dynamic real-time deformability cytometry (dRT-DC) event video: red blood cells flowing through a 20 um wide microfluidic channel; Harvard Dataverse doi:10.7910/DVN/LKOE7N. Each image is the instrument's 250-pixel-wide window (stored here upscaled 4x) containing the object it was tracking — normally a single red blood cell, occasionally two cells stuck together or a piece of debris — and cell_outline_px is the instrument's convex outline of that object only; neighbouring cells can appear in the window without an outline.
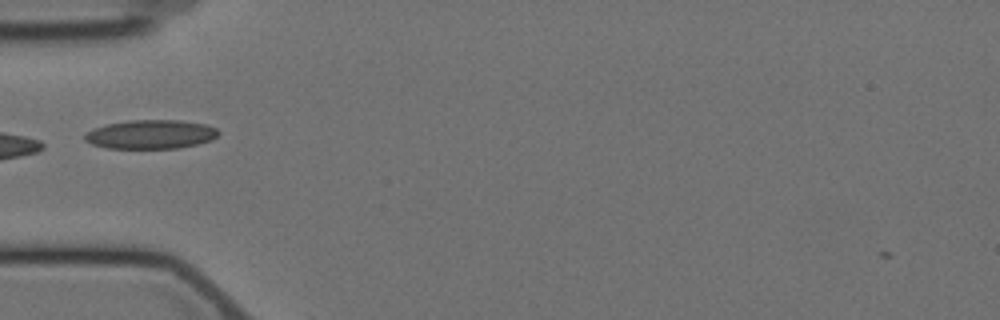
{"species": "Egyptian fruit bat (a non-hibernating species)", "species_latin": "Rousettus aegyptiacus", "temperature_condition": "cold", "stored_images_in_passage": 32, "camera_frame_rate_fps": 3000, "um_per_image_px": 0.085, "animal": {"sex": "female"}, "frame": {"image": 1, "passage_image": 4, "time_ms": 1.0, "image_size_px": [1000, 320], "cell_outline_px": [[220, 132], [212, 140], [196, 144], [176, 148], [108, 148], [92, 144], [84, 140], [84, 136], [88, 132], [96, 128], [108, 124], [128, 120], [180, 120], [208, 124], [216, 128]], "centroid_in_image_um": [12.85, 11.41], "position_along_channel_um": 72.1, "area_um2": 22.43}, "authors_computed_cell_mechanics": {"area_um2": 20.9814, "velocity_mm_per_s": 3.5199, "shape_relaxation_time_tau1_ms": null, "shape_relaxation_time_tau2_ms": 3.5834, "deformation_change_tau1": null, "deformation_change_tau2": 0.1094}}